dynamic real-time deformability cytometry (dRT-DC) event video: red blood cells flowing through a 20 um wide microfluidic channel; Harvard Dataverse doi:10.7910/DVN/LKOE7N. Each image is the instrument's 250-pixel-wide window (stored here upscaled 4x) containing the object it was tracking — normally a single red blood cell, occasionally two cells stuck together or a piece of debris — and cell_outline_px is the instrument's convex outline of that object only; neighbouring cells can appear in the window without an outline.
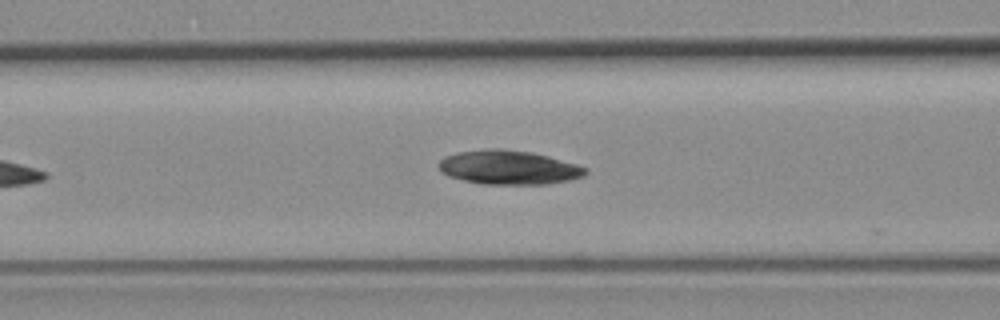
{"species": "common noctule bat (a hibernating species)", "species_latin": "Nyctalus noctula", "temperature_condition": "room temperature", "stored_images_in_passage": 11, "camera_frame_rate_fps": 3000, "um_per_image_px": 0.085, "animal": {"sex": "female", "body_mass_g": 19.3, "forearm_length_mm": 54.1}, "frame": {"image": 1, "passage_image": 7, "time_ms": 2.0, "image_size_px": [1000, 320], "cell_outline_px": [[588, 172], [584, 176], [572, 180], [548, 184], [480, 184], [448, 176], [440, 172], [436, 164], [444, 156], [456, 152], [488, 148], [500, 148], [532, 152], [548, 156], [576, 164], [588, 168]], "centroid_in_image_um": [43.21, 14.23], "position_along_channel_um": 123.4, "area_um2": 29.59}}
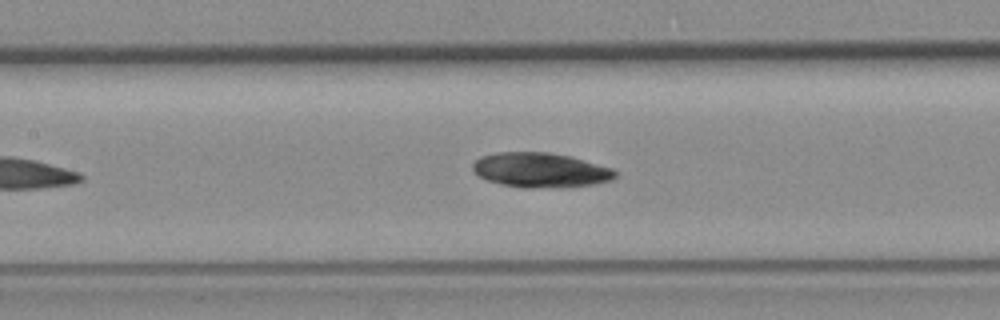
{"frame": {"image": 2, "passage_image": 10, "time_ms": 3.0, "image_size_px": [1000, 320], "cell_outline_px": [[616, 176], [612, 180], [596, 184], [532, 188], [524, 188], [500, 184], [488, 180], [480, 176], [472, 168], [472, 164], [480, 156], [496, 152], [548, 152], [568, 156], [612, 168], [616, 172]], "centroid_in_image_um": [45.91, 14.45], "position_along_channel_um": 161.5, "area_um2": 28.5}}